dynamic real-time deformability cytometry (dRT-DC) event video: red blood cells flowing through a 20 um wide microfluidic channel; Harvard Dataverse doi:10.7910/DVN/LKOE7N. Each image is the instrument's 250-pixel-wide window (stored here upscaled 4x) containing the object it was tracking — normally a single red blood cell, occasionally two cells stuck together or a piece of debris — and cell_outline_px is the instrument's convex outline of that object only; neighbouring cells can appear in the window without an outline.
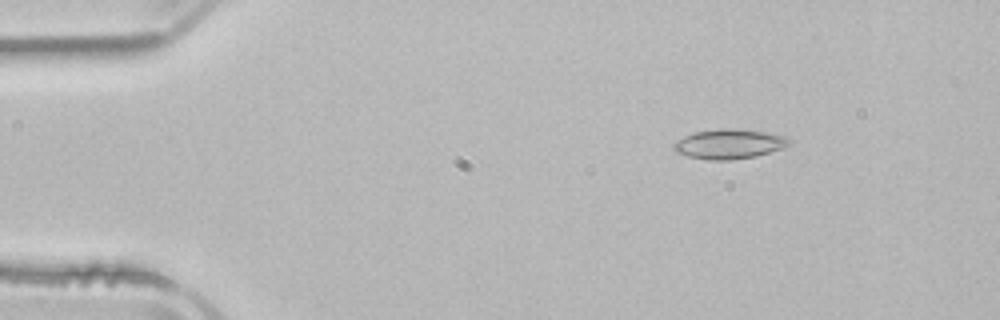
{"species": "common noctule bat (a hibernating species)", "species_latin": "Nyctalus noctula", "temperature_condition": "room temperature", "stored_images_in_passage": 4, "camera_frame_rate_fps": 3000, "um_per_image_px": 0.085, "animal": {"sex": "male", "body_mass_g": 21.5, "forearm_length_mm": 52.0}, "frame": {"image": 1, "passage_image": 2, "time_ms": 1.0, "image_size_px": [1000, 320], "cell_outline_px": [[792, 144], [784, 148], [756, 156], [728, 160], [708, 160], [688, 156], [676, 152], [672, 148], [672, 144], [676, 140], [692, 132], [720, 128], [740, 128], [764, 132], [784, 136], [792, 140]], "centroid_in_image_um": [61.97, 12.23], "position_along_channel_um": 23.0, "area_um2": 20.29}}